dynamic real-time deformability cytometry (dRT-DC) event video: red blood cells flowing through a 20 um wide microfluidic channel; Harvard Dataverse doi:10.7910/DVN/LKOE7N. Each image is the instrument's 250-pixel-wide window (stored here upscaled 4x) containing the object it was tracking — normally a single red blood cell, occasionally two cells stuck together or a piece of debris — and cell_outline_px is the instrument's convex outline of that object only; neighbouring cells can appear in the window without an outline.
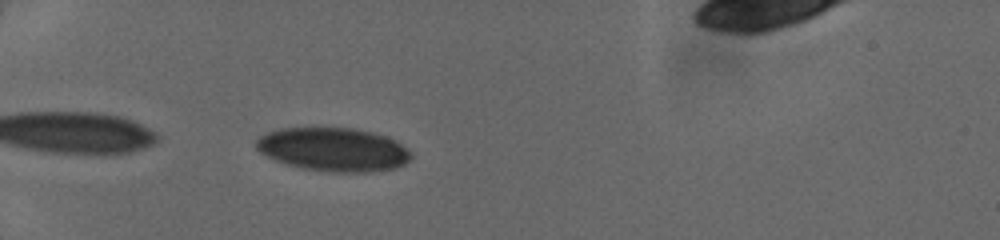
{"species": "human", "species_latin": "Homo sapiens", "temperature_condition": "cold", "stored_images_in_passage": 35, "camera_frame_rate_fps": 3000, "um_per_image_px": 0.085, "donor": {"sex": "female"}, "frame": {"image": 1, "passage_image": 2, "time_ms": 0.333, "image_size_px": [1000, 240], "cell_outline_px": [[412, 156], [404, 164], [392, 168], [368, 172], [336, 172], [304, 168], [288, 164], [276, 160], [260, 152], [256, 148], [256, 140], [260, 136], [268, 132], [280, 128], [352, 128], [372, 132], [396, 140], [412, 152]], "centroid_in_image_um": [28.34, 12.69], "position_along_channel_um": 56.7, "area_um2": 38.96}}
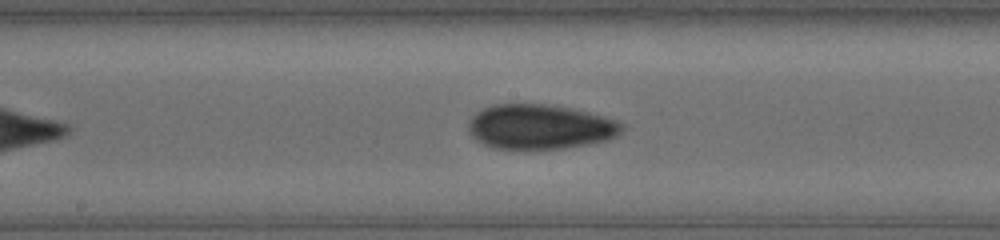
{"frame": {"image": 2, "passage_image": 14, "time_ms": 4.333, "image_size_px": [1000, 240], "cell_outline_px": [[624, 128], [616, 136], [608, 140], [588, 144], [564, 148], [492, 148], [476, 140], [468, 132], [468, 124], [472, 116], [476, 112], [492, 104], [548, 104], [572, 108], [604, 116], [616, 120], [624, 124]], "centroid_in_image_um": [45.9, 10.76], "position_along_channel_um": 202.3, "area_um2": 40.06}}
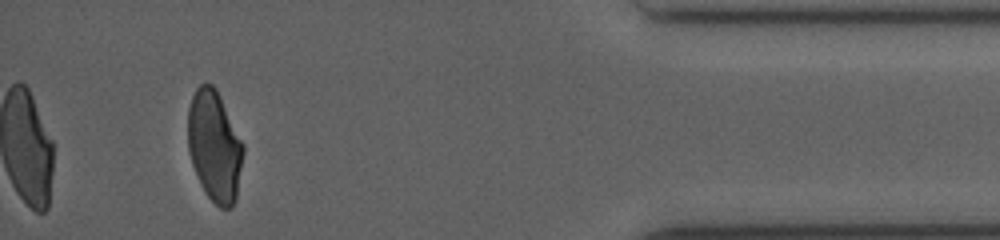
{"frame": {"image": 3, "passage_image": 32, "time_ms": 10.333, "image_size_px": [1000, 240], "cell_outline_px": [[244, 152], [236, 200], [232, 208], [220, 208], [204, 192], [200, 184], [192, 164], [188, 148], [188, 108], [192, 96], [196, 88], [200, 84], [212, 84], [216, 88], [244, 144]], "centroid_in_image_um": [18.24, 12.43], "position_along_channel_um": 417.0, "area_um2": 35.89}}